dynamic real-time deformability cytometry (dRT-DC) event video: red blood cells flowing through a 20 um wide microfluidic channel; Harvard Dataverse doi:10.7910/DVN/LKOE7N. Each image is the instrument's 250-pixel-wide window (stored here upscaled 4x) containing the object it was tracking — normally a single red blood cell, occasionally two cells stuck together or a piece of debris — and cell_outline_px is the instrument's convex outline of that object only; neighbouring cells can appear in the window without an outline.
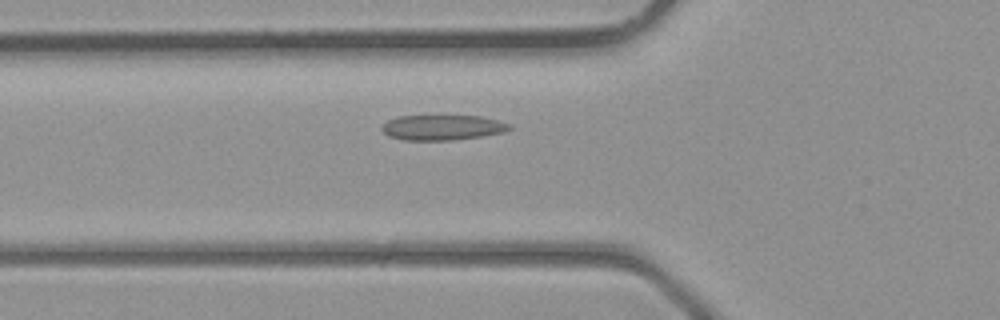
{"species": "common noctule bat (a hibernating species)", "species_latin": "Nyctalus noctula", "temperature_condition": "room temperature", "stored_images_in_passage": 26, "camera_frame_rate_fps": 3000, "um_per_image_px": 0.085, "animal": {"sex": "male", "body_mass_g": 23.1, "forearm_length_mm": 52.7}, "frame": {"image": 1, "passage_image": 4, "time_ms": 1.0, "image_size_px": [1000, 320], "cell_outline_px": [[512, 128], [504, 132], [480, 136], [452, 140], [404, 140], [388, 136], [380, 128], [388, 120], [396, 116], [480, 116], [512, 124]], "centroid_in_image_um": [37.59, 10.83], "position_along_channel_um": 88.2, "area_um2": 18.67}}
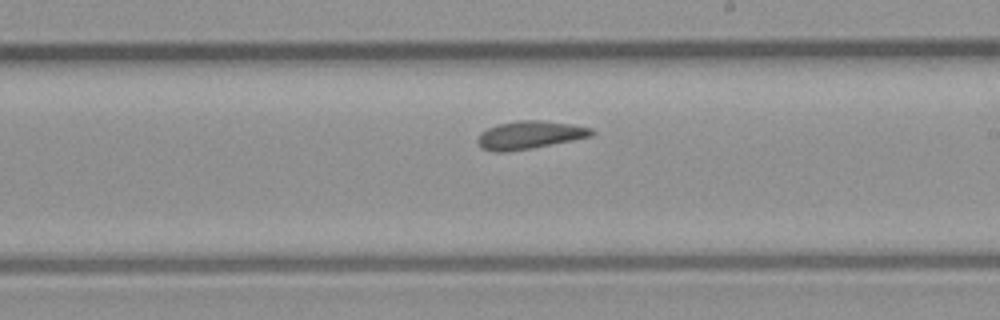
{"frame": {"image": 2, "passage_image": 13, "time_ms": 4.0, "image_size_px": [1000, 320], "cell_outline_px": [[596, 132], [592, 136], [532, 148], [508, 152], [492, 152], [480, 148], [476, 140], [480, 132], [496, 124], [516, 120], [540, 120], [572, 124], [592, 128]], "centroid_in_image_um": [44.98, 11.47], "position_along_channel_um": 244.0, "area_um2": 18.84}}
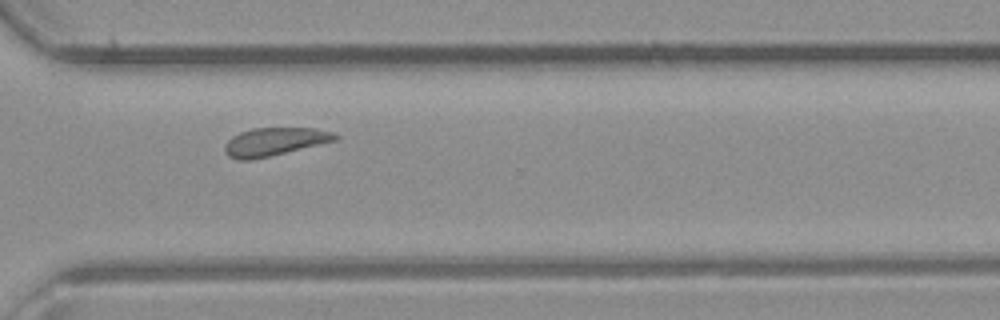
{"frame": {"image": 3, "passage_image": 19, "time_ms": 6.0, "image_size_px": [1000, 320], "cell_outline_px": [[340, 140], [252, 160], [236, 160], [228, 156], [224, 152], [224, 144], [232, 136], [240, 132], [252, 128], [316, 128], [336, 132], [340, 136]], "centroid_in_image_um": [23.37, 12.04], "position_along_channel_um": 347.2, "area_um2": 18.5}}